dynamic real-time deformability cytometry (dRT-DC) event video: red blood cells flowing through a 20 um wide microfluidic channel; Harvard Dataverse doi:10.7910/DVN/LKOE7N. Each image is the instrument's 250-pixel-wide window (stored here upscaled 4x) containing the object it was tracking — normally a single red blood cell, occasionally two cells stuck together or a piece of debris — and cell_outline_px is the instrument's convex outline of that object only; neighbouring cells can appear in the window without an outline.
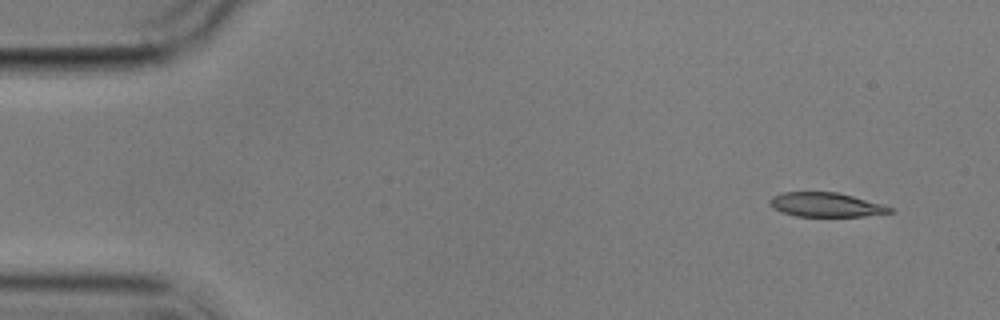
{"species": "common noctule bat (a hibernating species)", "species_latin": "Nyctalus noctula", "temperature_condition": "cold", "stored_images_in_passage": 5, "camera_frame_rate_fps": 3000, "um_per_image_px": 0.085, "animal": {"sex": "male", "body_mass_g": 17.9}, "frame": {"image": 1, "passage_image": 1, "time_ms": 0.0, "image_size_px": [1000, 320], "cell_outline_px": [[896, 212], [864, 216], [796, 216], [780, 212], [772, 208], [768, 204], [768, 200], [772, 196], [784, 192], [836, 192], [884, 204], [892, 208]], "centroid_in_image_um": [70.18, 17.41], "position_along_channel_um": 14.8, "area_um2": 17.11}}
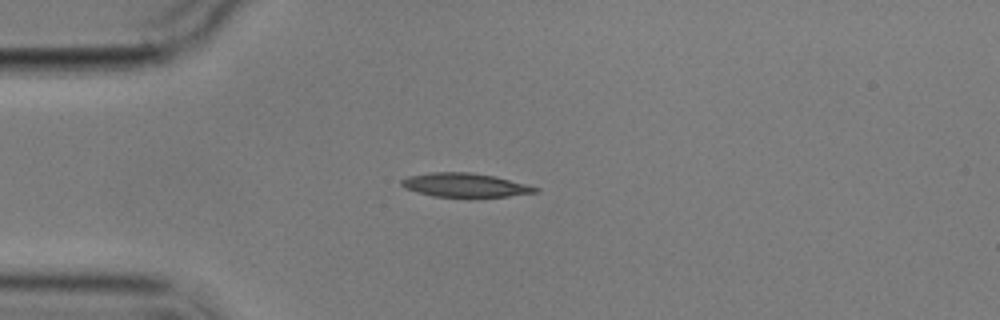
{"frame": {"image": 2, "passage_image": 4, "time_ms": 3.333, "image_size_px": [1000, 320], "cell_outline_px": [[540, 192], [508, 196], [432, 196], [404, 188], [400, 184], [400, 180], [408, 176], [432, 172], [468, 172], [492, 176], [528, 184], [540, 188]], "centroid_in_image_um": [39.52, 15.72], "position_along_channel_um": 45.5, "area_um2": 18.38}}